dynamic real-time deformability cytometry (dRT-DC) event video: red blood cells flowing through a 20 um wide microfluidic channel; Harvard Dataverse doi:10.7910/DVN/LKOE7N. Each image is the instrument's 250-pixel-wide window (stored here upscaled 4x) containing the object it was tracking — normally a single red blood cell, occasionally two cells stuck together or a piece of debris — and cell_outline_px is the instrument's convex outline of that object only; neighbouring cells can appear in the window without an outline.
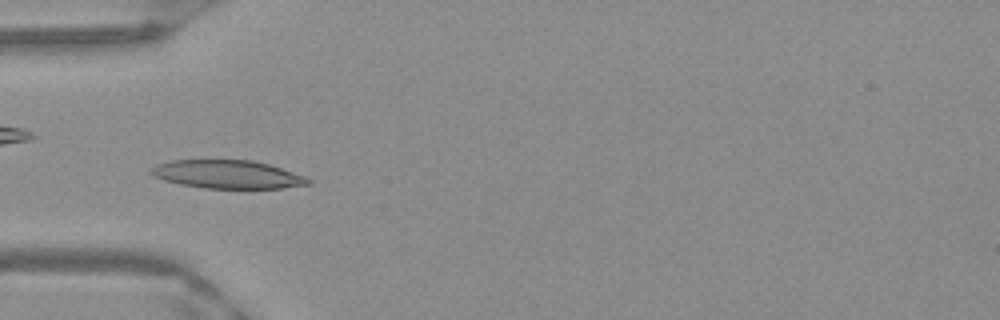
{"species": "Egyptian fruit bat (a non-hibernating species)", "species_latin": "Rousettus aegyptiacus", "temperature_condition": "warm", "stored_images_in_passage": 52, "camera_frame_rate_fps": 3000, "um_per_image_px": 0.085, "frame": {"image": 1, "passage_image": 17, "time_ms": 5.333, "image_size_px": [1000, 320], "cell_outline_px": [[312, 184], [280, 188], [204, 188], [180, 184], [164, 180], [148, 172], [156, 164], [172, 160], [252, 160], [268, 164], [304, 176], [312, 180]], "centroid_in_image_um": [19.33, 14.82], "position_along_channel_um": 65.7, "area_um2": 25.72}}
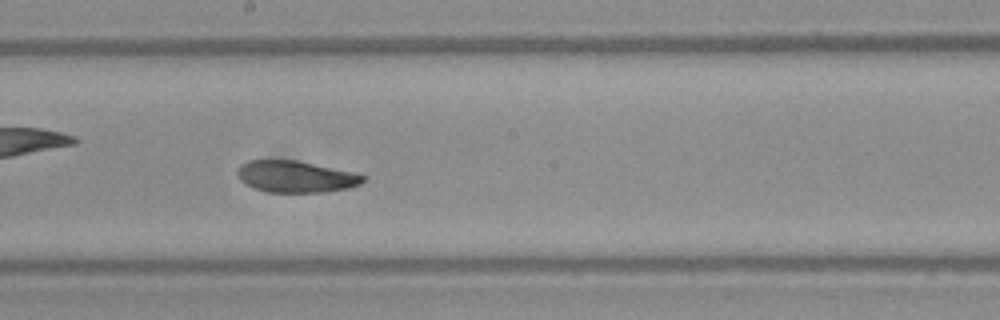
{"frame": {"image": 2, "passage_image": 29, "time_ms": 9.333, "image_size_px": [1000, 320], "cell_outline_px": [[368, 176], [360, 184], [348, 188], [324, 192], [268, 192], [244, 184], [240, 180], [236, 172], [240, 164], [248, 160], [296, 160], [360, 172]], "centroid_in_image_um": [25.19, 15.0], "position_along_channel_um": 223.0, "area_um2": 23.58}}
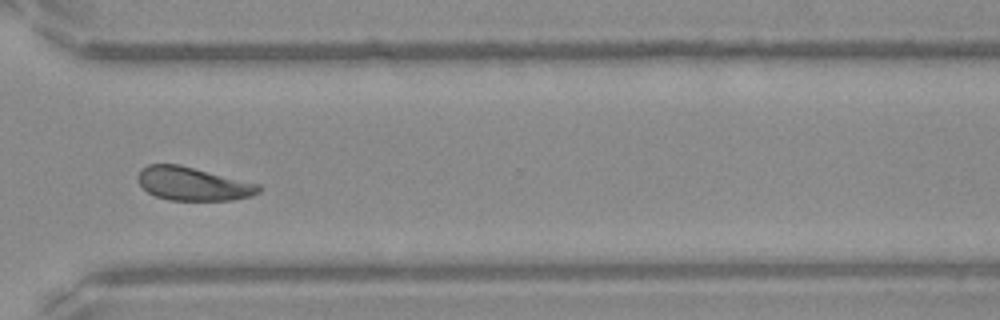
{"frame": {"image": 3, "passage_image": 39, "time_ms": 12.667, "image_size_px": [1000, 320], "cell_outline_px": [[260, 192], [252, 196], [232, 200], [168, 200], [156, 196], [148, 192], [136, 180], [136, 176], [140, 168], [148, 164], [180, 164], [260, 184]], "centroid_in_image_um": [16.38, 15.61], "position_along_channel_um": 354.2, "area_um2": 23.76}, "authors_computed_cell_mechanics": {"area_um2": 24.3916, "velocity_mm_per_s": 3.9319, "shape_relaxation_time_tau1_ms": 3.521, "shape_relaxation_time_tau2_ms": 2.9876, "deformation_change_tau1": 0.1119, "deformation_change_tau2": 0.076}}